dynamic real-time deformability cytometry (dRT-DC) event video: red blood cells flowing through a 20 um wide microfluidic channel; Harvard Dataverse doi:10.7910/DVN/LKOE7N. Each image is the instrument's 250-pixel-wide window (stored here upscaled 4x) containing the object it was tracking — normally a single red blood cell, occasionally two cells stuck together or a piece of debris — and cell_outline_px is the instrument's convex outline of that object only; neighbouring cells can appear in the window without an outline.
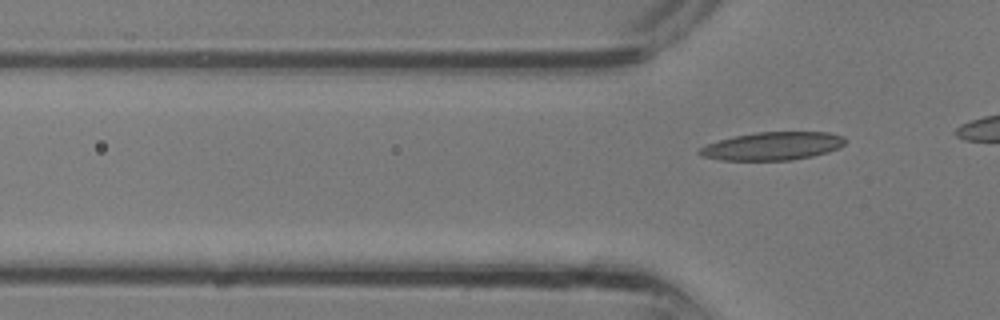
{"species": "common noctule bat (a hibernating species)", "species_latin": "Nyctalus noctula", "temperature_condition": "room temperature", "stored_images_in_passage": 5, "camera_frame_rate_fps": 3000, "um_per_image_px": 0.085, "animal": {"sex": "male", "body_mass_g": 13.3}, "frame": {"image": 1, "passage_image": 5, "time_ms": 1.333, "image_size_px": [1000, 320], "cell_outline_px": [[848, 140], [840, 148], [828, 152], [812, 156], [792, 160], [720, 160], [700, 156], [696, 152], [704, 144], [736, 136], [756, 132], [828, 132], [844, 136]], "centroid_in_image_um": [65.67, 12.42], "position_along_channel_um": 60.1, "area_um2": 24.04}}